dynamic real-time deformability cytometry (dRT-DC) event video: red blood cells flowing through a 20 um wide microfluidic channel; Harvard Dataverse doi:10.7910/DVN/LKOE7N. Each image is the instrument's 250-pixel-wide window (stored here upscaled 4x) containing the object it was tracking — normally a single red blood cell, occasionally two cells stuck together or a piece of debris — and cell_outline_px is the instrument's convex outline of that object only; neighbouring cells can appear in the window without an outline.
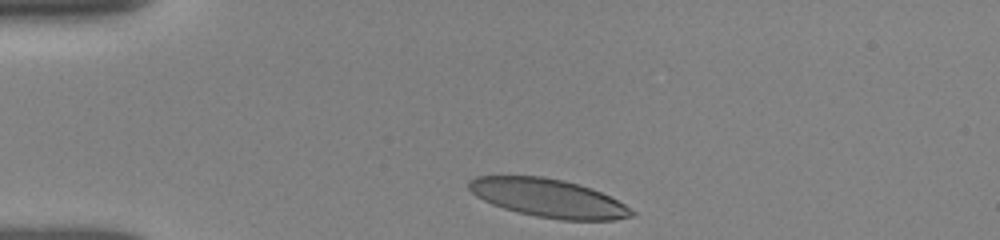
{"species": "human", "species_latin": "Homo sapiens", "temperature_condition": "room temperature", "stored_images_in_passage": 11, "camera_frame_rate_fps": 3000, "um_per_image_px": 0.085, "donor": {"sex": "female"}, "frame": {"image": 1, "passage_image": 1, "time_ms": 0.0, "image_size_px": [1000, 240], "cell_outline_px": [[636, 212], [632, 216], [616, 220], [560, 220], [536, 216], [504, 208], [492, 204], [476, 196], [468, 188], [468, 180], [476, 176], [544, 176], [564, 180], [580, 184], [592, 188], [624, 204]], "centroid_in_image_um": [46.61, 16.83], "position_along_channel_um": 38.4, "area_um2": 36.3}}
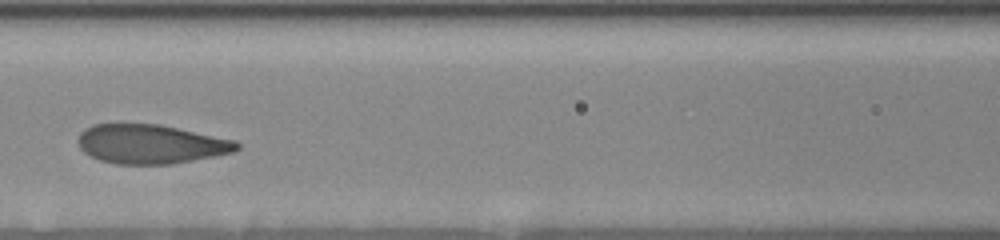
{"frame": {"image": 2, "passage_image": 7, "time_ms": 4.0, "image_size_px": [1000, 240], "cell_outline_px": [[240, 148], [236, 152], [216, 156], [172, 164], [116, 164], [100, 160], [84, 152], [80, 148], [80, 132], [84, 128], [92, 124], [160, 124], [236, 140], [240, 144]], "centroid_in_image_um": [12.87, 12.25], "position_along_channel_um": 153.7, "area_um2": 36.36}}
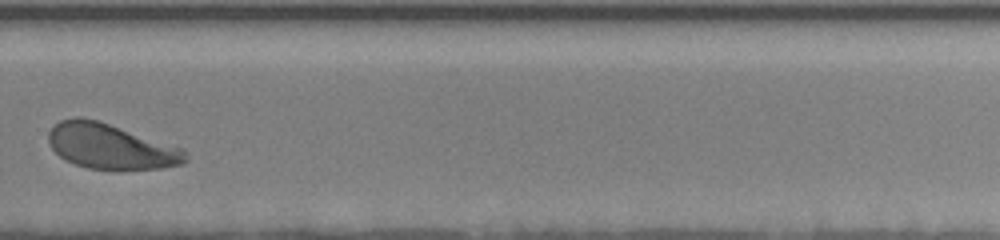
{"frame": {"image": 3, "passage_image": 11, "time_ms": 8.333, "image_size_px": [1000, 240], "cell_outline_px": [[188, 160], [184, 164], [160, 168], [88, 168], [64, 160], [52, 148], [48, 140], [48, 132], [60, 120], [76, 116], [80, 116], [96, 120], [184, 148], [188, 156]], "centroid_in_image_um": [9.42, 12.43], "position_along_channel_um": 320.4, "area_um2": 35.66}}